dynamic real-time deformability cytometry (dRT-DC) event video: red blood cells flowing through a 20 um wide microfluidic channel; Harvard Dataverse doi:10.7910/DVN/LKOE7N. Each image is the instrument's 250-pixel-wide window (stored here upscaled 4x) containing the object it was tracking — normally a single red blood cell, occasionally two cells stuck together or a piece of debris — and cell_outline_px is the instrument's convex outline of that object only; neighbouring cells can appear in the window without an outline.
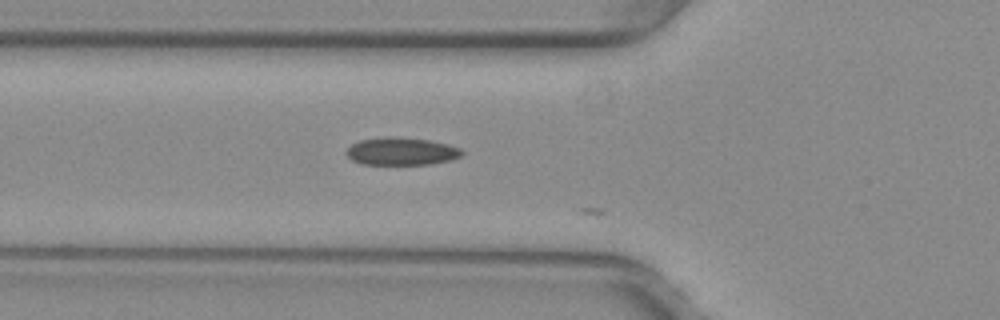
{"species": "common noctule bat (a hibernating species)", "species_latin": "Nyctalus noctula", "temperature_condition": "warm", "stored_images_in_passage": 10, "camera_frame_rate_fps": 3000, "um_per_image_px": 0.085, "animal": {"sex": "female", "body_mass_g": 29.2, "forearm_length_mm": 56.3}, "frame": {"image": 1, "passage_image": 9, "time_ms": 2.667, "image_size_px": [1000, 320], "cell_outline_px": [[464, 152], [460, 156], [452, 160], [428, 164], [364, 164], [352, 160], [348, 156], [348, 148], [352, 144], [360, 140], [388, 136], [396, 136], [428, 140], [460, 148]], "centroid_in_image_um": [34.13, 12.86], "position_along_channel_um": 91.7, "area_um2": 18.38}}